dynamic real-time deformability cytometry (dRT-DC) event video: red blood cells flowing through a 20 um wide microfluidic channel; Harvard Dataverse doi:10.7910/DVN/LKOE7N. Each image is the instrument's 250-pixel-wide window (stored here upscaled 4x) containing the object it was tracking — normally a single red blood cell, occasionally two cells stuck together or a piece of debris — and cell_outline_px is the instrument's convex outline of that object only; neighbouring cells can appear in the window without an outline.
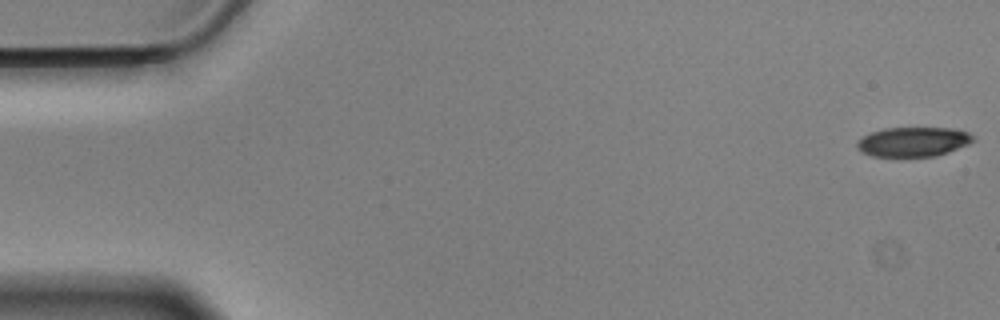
{"species": "Egyptian fruit bat (a non-hibernating species)", "species_latin": "Rousettus aegyptiacus", "temperature_condition": "cold", "stored_images_in_passage": 57, "camera_frame_rate_fps": 3000, "um_per_image_px": 0.085, "animal": {"sex": "male"}, "frame": {"image": 1, "passage_image": 1, "time_ms": 0.0, "image_size_px": [1000, 320], "cell_outline_px": [[976, 140], [968, 144], [948, 152], [936, 156], [872, 156], [860, 152], [856, 148], [856, 144], [864, 136], [872, 132], [884, 128], [956, 128], [968, 132]], "centroid_in_image_um": [77.63, 12.05], "position_along_channel_um": 7.4, "area_um2": 19.94}}
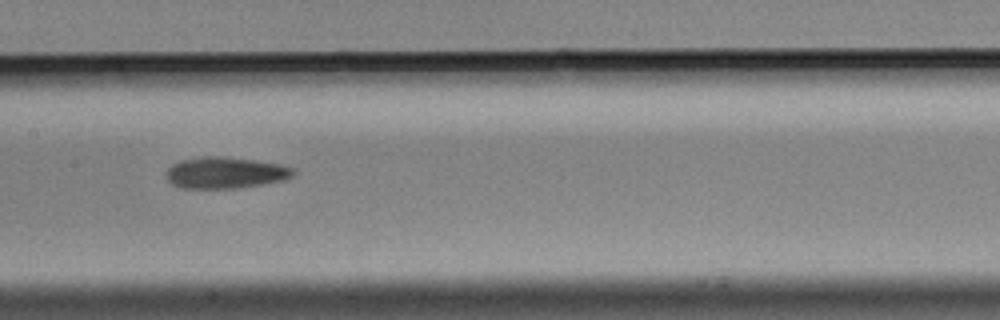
{"frame": {"image": 2, "passage_image": 28, "time_ms": 9.0, "image_size_px": [1000, 320], "cell_outline_px": [[296, 172], [292, 176], [284, 180], [264, 184], [236, 188], [180, 188], [172, 184], [168, 180], [164, 172], [172, 164], [180, 160], [200, 156], [220, 156], [252, 160], [280, 164], [292, 168]], "centroid_in_image_um": [19.11, 14.68], "position_along_channel_um": 188.3, "area_um2": 23.35}}
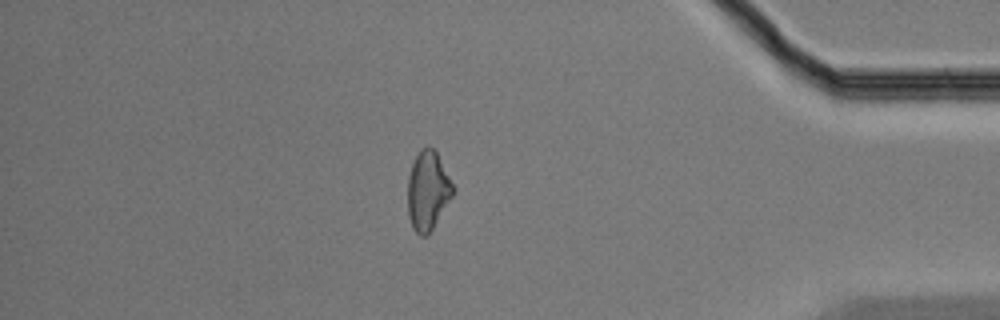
{"frame": {"image": 3, "passage_image": 49, "time_ms": 16.0, "image_size_px": [1000, 320], "cell_outline_px": [[456, 188], [452, 196], [428, 236], [420, 236], [412, 228], [408, 216], [408, 176], [412, 164], [420, 148], [428, 144], [436, 152]], "centroid_in_image_um": [36.36, 16.21], "position_along_channel_um": 398.8, "area_um2": 20.98}, "authors_computed_cell_mechanics": {"area_um2": 21.964, "velocity_mm_per_s": 3.5141, "shape_relaxation_time_tau1_ms": 7.1668, "shape_relaxation_time_tau2_ms": null, "deformation_change_tau1": 0.1378, "deformation_change_tau2": null}}